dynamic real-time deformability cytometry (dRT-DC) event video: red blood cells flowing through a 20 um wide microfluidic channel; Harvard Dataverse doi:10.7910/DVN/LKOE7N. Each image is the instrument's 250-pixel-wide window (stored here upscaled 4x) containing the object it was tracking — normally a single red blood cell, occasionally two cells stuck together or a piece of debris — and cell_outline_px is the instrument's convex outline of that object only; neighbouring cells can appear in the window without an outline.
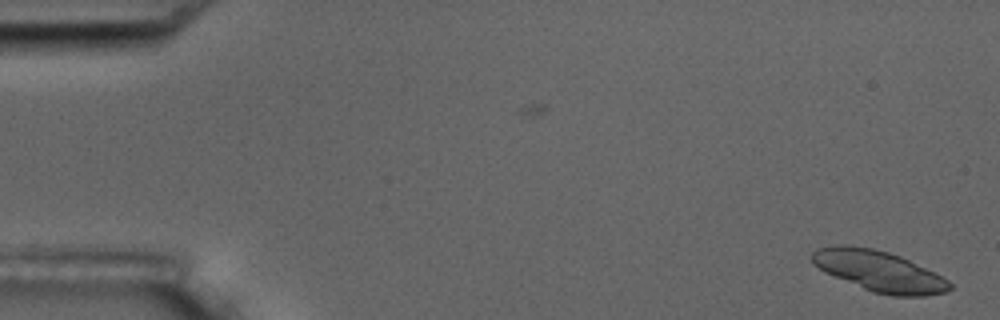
{"species": "common noctule bat (a hibernating species)", "species_latin": "Nyctalus noctula", "temperature_condition": "room temperature", "stored_images_in_passage": 2, "camera_frame_rate_fps": 3000, "um_per_image_px": 0.085, "animal": {"sex": "male", "body_mass_g": 17.5, "forearm_length_mm": 52.3}, "frame": {"image": 1, "passage_image": 2, "time_ms": 1.0, "image_size_px": [1000, 320], "cell_outline_px": [[952, 288], [944, 292], [924, 296], [892, 296], [872, 292], [824, 272], [812, 264], [812, 252], [816, 248], [836, 244], [848, 244], [872, 248], [888, 252], [900, 256], [936, 272], [948, 280], [952, 284]], "centroid_in_image_um": [74.7, 23.03], "position_along_channel_um": 10.3, "area_um2": 32.95}}